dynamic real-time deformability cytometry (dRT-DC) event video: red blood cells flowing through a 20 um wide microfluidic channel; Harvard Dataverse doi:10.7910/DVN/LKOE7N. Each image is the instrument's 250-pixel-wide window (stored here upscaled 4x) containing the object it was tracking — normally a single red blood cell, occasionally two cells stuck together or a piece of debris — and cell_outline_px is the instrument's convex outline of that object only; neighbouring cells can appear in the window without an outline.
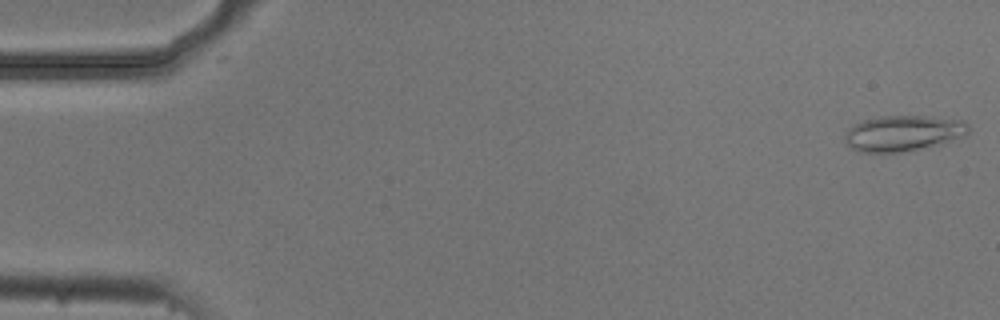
{"species": "common noctule bat (a hibernating species)", "species_latin": "Nyctalus noctula", "temperature_condition": "cold", "stored_images_in_passage": 5, "camera_frame_rate_fps": 3000, "um_per_image_px": 0.085, "animal": {"sex": "male", "body_mass_g": 20.5, "forearm_length_mm": 52.5}, "frame": {"image": 1, "passage_image": 1, "time_ms": 0.0, "image_size_px": [1000, 320], "cell_outline_px": [[968, 132], [964, 136], [900, 152], [860, 152], [844, 144], [844, 136], [848, 128], [852, 124], [864, 120], [880, 116], [928, 116], [964, 120], [968, 124]], "centroid_in_image_um": [76.68, 11.3], "position_along_channel_um": 8.3, "area_um2": 25.37}}